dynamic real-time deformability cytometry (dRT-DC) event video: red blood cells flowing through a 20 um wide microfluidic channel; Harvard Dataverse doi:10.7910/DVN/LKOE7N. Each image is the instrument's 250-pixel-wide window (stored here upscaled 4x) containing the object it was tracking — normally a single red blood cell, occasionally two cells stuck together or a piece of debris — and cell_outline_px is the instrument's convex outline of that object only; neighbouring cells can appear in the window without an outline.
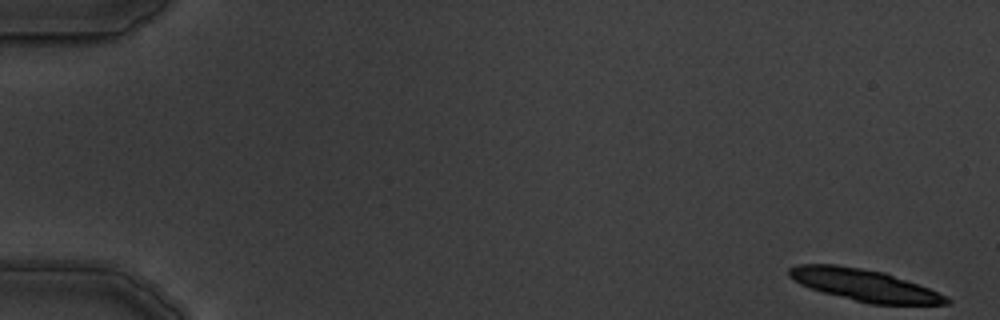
{"species": "common noctule bat (a hibernating species)", "species_latin": "Nyctalus noctula", "temperature_condition": "warm", "stored_images_in_passage": 5, "camera_frame_rate_fps": 3000, "um_per_image_px": 0.085, "animal": {"sex": "male", "body_mass_g": 19.5, "forearm_length_mm": 54.6}, "frame": {"image": 1, "passage_image": 1, "time_ms": 0.0, "image_size_px": [1000, 320], "cell_outline_px": [[952, 300], [948, 304], [868, 304], [824, 292], [800, 284], [792, 280], [788, 276], [788, 268], [800, 264], [836, 264], [884, 272], [928, 288]], "centroid_in_image_um": [73.42, 24.23], "position_along_channel_um": 11.6, "area_um2": 28.78}}